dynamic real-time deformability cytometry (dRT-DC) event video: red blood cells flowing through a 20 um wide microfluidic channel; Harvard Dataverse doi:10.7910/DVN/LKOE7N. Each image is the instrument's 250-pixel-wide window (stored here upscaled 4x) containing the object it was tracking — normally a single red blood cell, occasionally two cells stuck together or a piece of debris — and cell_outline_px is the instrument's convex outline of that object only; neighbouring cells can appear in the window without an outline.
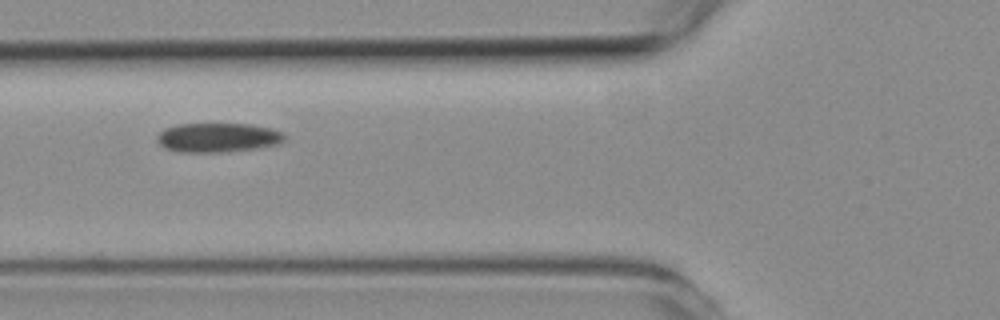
{"species": "common noctule bat (a hibernating species)", "species_latin": "Nyctalus noctula", "temperature_condition": "room temperature", "stored_images_in_passage": 4, "camera_frame_rate_fps": 3000, "um_per_image_px": 0.085, "animal": {"sex": "female", "body_mass_g": 19.3, "forearm_length_mm": 54.1}, "frame": {"image": 1, "passage_image": 2, "time_ms": 1.333, "image_size_px": [1000, 320], "cell_outline_px": [[284, 140], [280, 144], [260, 148], [228, 152], [176, 152], [164, 148], [156, 140], [156, 136], [164, 128], [176, 124], [248, 124], [272, 128], [284, 132]], "centroid_in_image_um": [18.52, 11.7], "position_along_channel_um": 107.3, "area_um2": 22.14}}
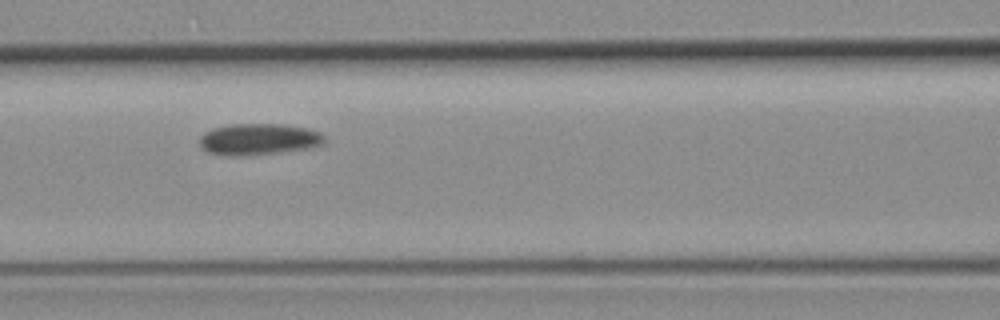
{"frame": {"image": 2, "passage_image": 3, "time_ms": 2.333, "image_size_px": [1000, 320], "cell_outline_px": [[324, 144], [312, 148], [280, 152], [244, 156], [232, 156], [208, 152], [200, 148], [200, 136], [204, 132], [212, 128], [232, 124], [280, 124], [304, 128], [320, 132], [324, 136]], "centroid_in_image_um": [21.97, 11.84], "position_along_channel_um": 144.6, "area_um2": 22.95}}
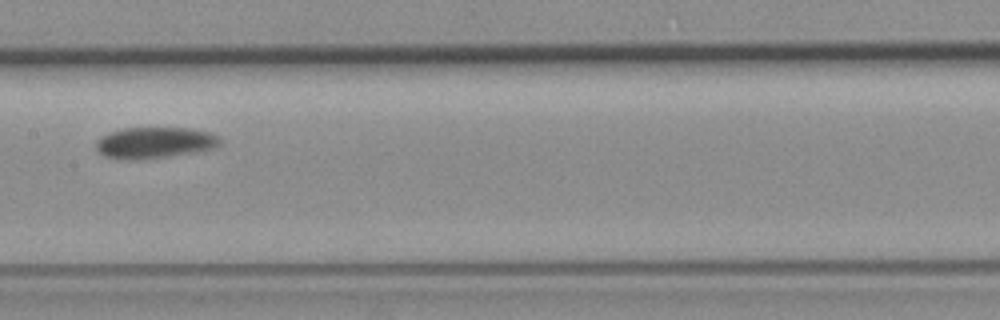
{"frame": {"image": 3, "passage_image": 4, "time_ms": 3.667, "image_size_px": [1000, 320], "cell_outline_px": [[220, 144], [212, 148], [196, 152], [140, 160], [116, 160], [104, 156], [96, 148], [96, 140], [100, 136], [108, 132], [124, 128], [188, 128], [208, 132], [216, 136], [220, 140]], "centroid_in_image_um": [13.06, 12.14], "position_along_channel_um": 194.3, "area_um2": 22.66}}